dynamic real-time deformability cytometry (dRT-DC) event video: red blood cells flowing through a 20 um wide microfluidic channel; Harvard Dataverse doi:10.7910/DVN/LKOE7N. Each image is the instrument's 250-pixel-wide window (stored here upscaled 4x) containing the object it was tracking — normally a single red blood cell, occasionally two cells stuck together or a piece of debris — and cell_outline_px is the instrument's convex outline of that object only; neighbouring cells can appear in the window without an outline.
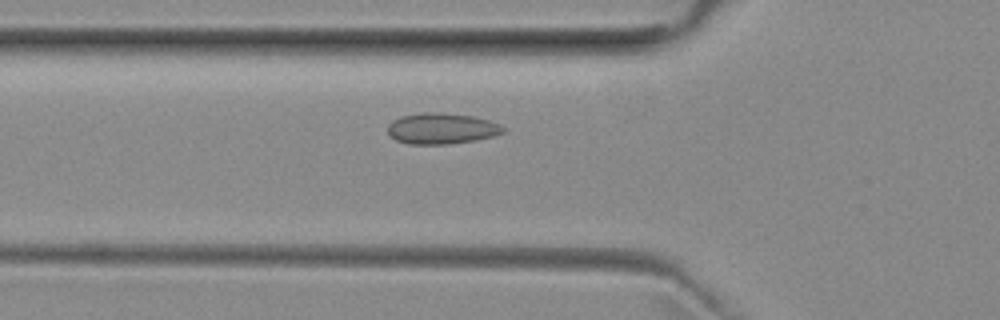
{"species": "common noctule bat (a hibernating species)", "species_latin": "Nyctalus noctula", "temperature_condition": "room temperature", "stored_images_in_passage": 49, "camera_frame_rate_fps": 3000, "um_per_image_px": 0.085, "animal": {"sex": "female", "body_mass_g": 29.2, "forearm_length_mm": 56.3}, "frame": {"image": 1, "passage_image": 15, "time_ms": 4.667, "image_size_px": [1000, 320], "cell_outline_px": [[504, 132], [492, 136], [472, 140], [448, 144], [408, 144], [396, 140], [388, 132], [388, 124], [392, 120], [400, 116], [424, 112], [436, 112], [472, 116], [488, 120], [500, 124], [504, 128]], "centroid_in_image_um": [37.5, 10.92], "position_along_channel_um": 88.3, "area_um2": 20.63}}
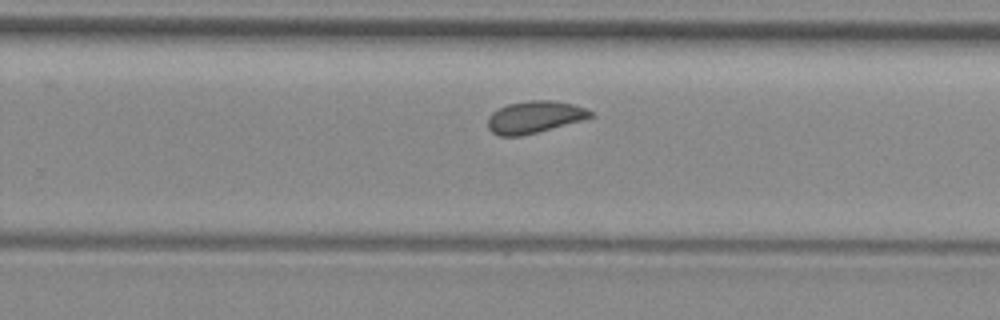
{"frame": {"image": 2, "passage_image": 30, "time_ms": 9.667, "image_size_px": [1000, 320], "cell_outline_px": [[592, 116], [580, 120], [536, 132], [520, 136], [500, 136], [492, 132], [488, 128], [488, 116], [492, 112], [508, 104], [532, 100], [552, 100], [572, 104], [588, 108], [592, 112]], "centroid_in_image_um": [45.4, 9.94], "position_along_channel_um": 284.4, "area_um2": 18.84}}
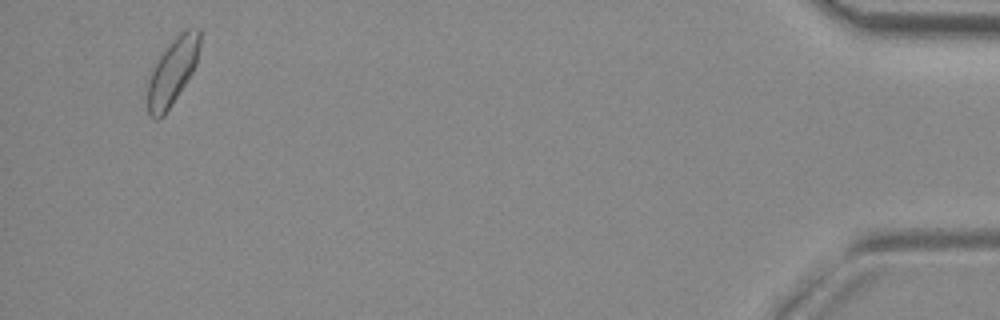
{"frame": {"image": 3, "passage_image": 47, "time_ms": 15.333, "image_size_px": [1000, 320], "cell_outline_px": [[200, 44], [196, 64], [192, 72], [172, 104], [164, 116], [156, 120], [148, 116], [148, 80], [152, 68], [156, 60], [168, 44], [180, 32], [188, 28], [200, 28]], "centroid_in_image_um": [14.65, 6.08], "position_along_channel_um": 420.6, "area_um2": 20.29}, "authors_computed_cell_mechanics": {"area_um2": 19.652, "velocity_mm_per_s": 3.9196, "shape_relaxation_time_tau1_ms": 4.6582, "shape_relaxation_time_tau2_ms": 0.8106, "deformation_change_tau1": 0.0614, "deformation_change_tau2": 0.0403}}